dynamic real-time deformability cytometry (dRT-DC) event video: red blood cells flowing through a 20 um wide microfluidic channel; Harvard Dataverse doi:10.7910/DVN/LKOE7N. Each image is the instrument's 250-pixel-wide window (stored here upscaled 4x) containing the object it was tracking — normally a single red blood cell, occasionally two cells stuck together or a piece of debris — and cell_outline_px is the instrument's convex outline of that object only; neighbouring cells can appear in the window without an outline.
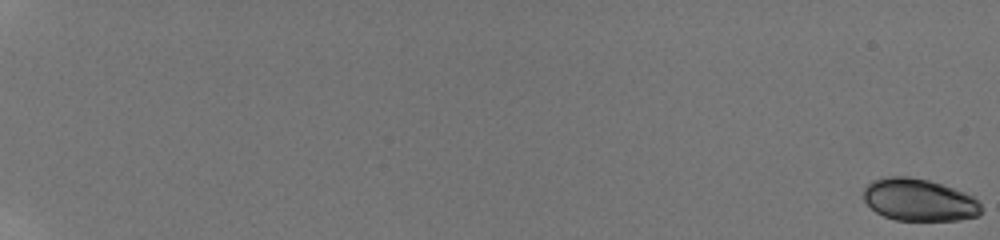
{"species": "human", "species_latin": "Homo sapiens", "temperature_condition": "room temperature", "stored_images_in_passage": 62, "camera_frame_rate_fps": 3000, "um_per_image_px": 0.085, "donor": {"sex": "male"}, "frame": {"image": 1, "passage_image": 1, "time_ms": 0.0, "image_size_px": [1000, 240], "cell_outline_px": [[980, 216], [960, 220], [896, 220], [884, 216], [876, 212], [864, 200], [864, 188], [872, 180], [888, 176], [908, 176], [928, 180], [964, 192], [972, 196], [980, 204]], "centroid_in_image_um": [78.11, 16.99], "position_along_channel_um": 6.9, "area_um2": 28.84}}
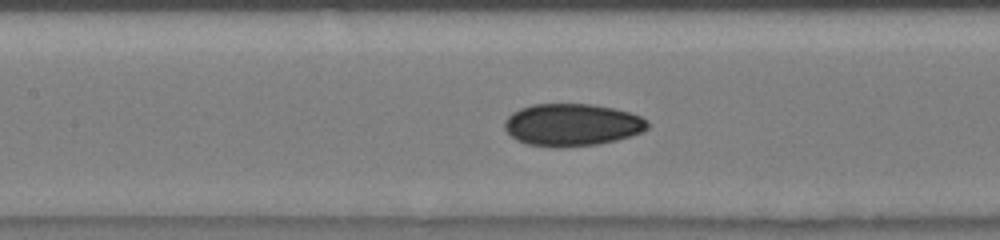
{"frame": {"image": 2, "passage_image": 37, "time_ms": 10.667, "image_size_px": [1000, 240], "cell_outline_px": [[648, 128], [640, 132], [616, 140], [600, 144], [564, 148], [552, 148], [528, 144], [512, 136], [504, 128], [504, 120], [512, 112], [520, 108], [532, 104], [592, 104], [612, 108], [628, 112], [640, 116], [648, 120]], "centroid_in_image_um": [48.6, 10.61], "position_along_channel_um": 158.8, "area_um2": 35.37}}
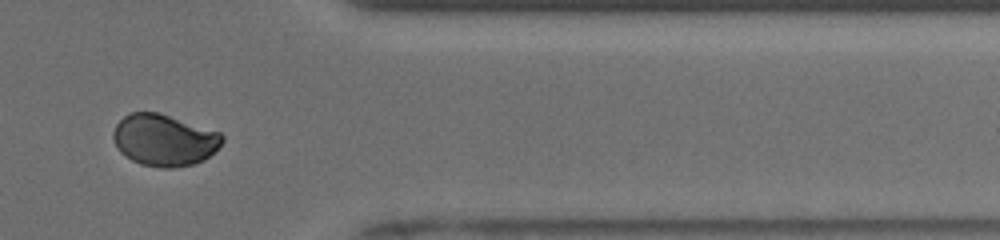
{"frame": {"image": 3, "passage_image": 58, "time_ms": 17.0, "image_size_px": [1000, 240], "cell_outline_px": [[224, 140], [204, 160], [192, 164], [172, 168], [160, 168], [140, 164], [132, 160], [120, 152], [112, 136], [112, 132], [116, 124], [128, 112], [160, 112], [220, 132], [224, 136]], "centroid_in_image_um": [13.93, 11.89], "position_along_channel_um": 397.5, "area_um2": 32.89}, "authors_computed_cell_mechanics": {"area_um2": 32.8593, "velocity_mm_per_s": 3.8986, "shape_relaxation_time_tau1_ms": 2.4279, "shape_relaxation_time_tau2_ms": null, "deformation_change_tau1": 0.0385, "deformation_change_tau2": null}}